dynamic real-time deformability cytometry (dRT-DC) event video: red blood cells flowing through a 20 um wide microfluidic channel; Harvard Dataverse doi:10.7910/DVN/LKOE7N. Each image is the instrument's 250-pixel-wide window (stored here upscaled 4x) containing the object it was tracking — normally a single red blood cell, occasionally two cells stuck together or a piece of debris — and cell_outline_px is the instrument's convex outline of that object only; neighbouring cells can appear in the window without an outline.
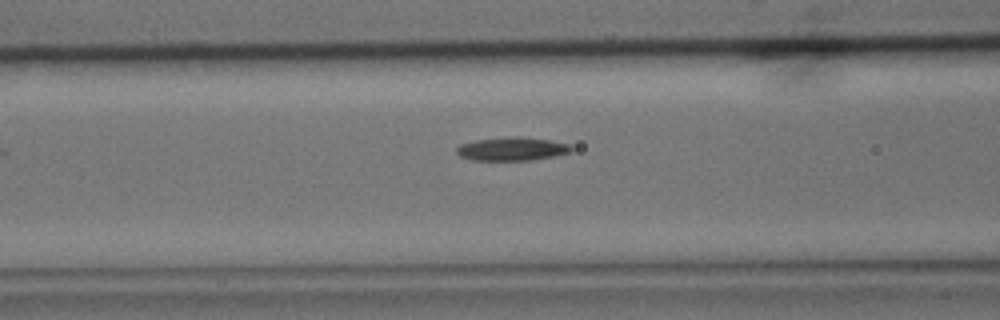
{"species": "common noctule bat (a hibernating species)", "species_latin": "Nyctalus noctula", "temperature_condition": "cold", "stored_images_in_passage": 14, "camera_frame_rate_fps": 3000, "um_per_image_px": 0.085, "animal": {"sex": "male", "body_mass_g": 15.6}, "frame": {"image": 1, "passage_image": 3, "time_ms": 0.667, "image_size_px": [1000, 320], "cell_outline_px": [[572, 152], [556, 156], [532, 160], [472, 160], [460, 156], [456, 152], [456, 148], [460, 144], [476, 140], [508, 136], [520, 136], [552, 140], [572, 144]], "centroid_in_image_um": [43.57, 12.65], "position_along_channel_um": 123.0, "area_um2": 15.95}}
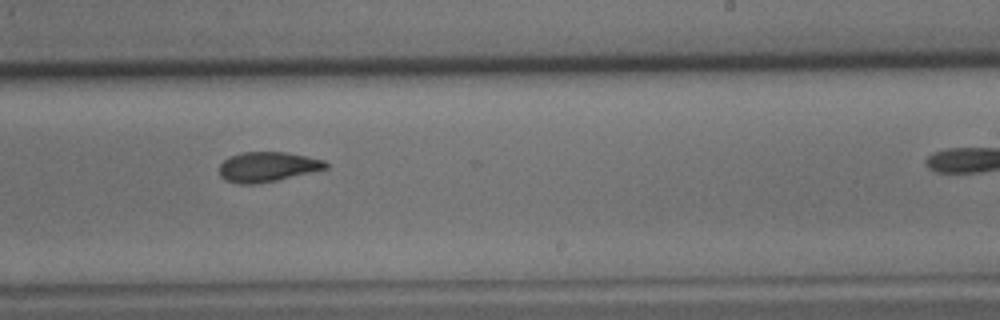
{"frame": {"image": 2, "passage_image": 10, "time_ms": 3.0, "image_size_px": [1000, 320], "cell_outline_px": [[328, 168], [276, 180], [256, 184], [240, 184], [224, 180], [220, 176], [220, 164], [228, 156], [240, 152], [284, 152], [308, 156], [324, 160], [328, 164]], "centroid_in_image_um": [22.71, 14.17], "position_along_channel_um": 266.3, "area_um2": 18.55}}
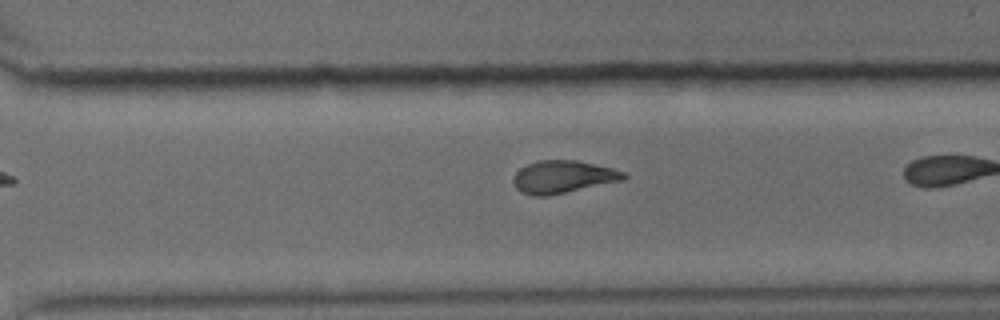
{"frame": {"image": 3, "passage_image": 12, "time_ms": 3.667, "image_size_px": [1000, 320], "cell_outline_px": [[628, 176], [624, 180], [548, 196], [532, 196], [520, 192], [516, 188], [512, 180], [516, 172], [520, 168], [536, 160], [576, 160], [612, 168], [624, 172]], "centroid_in_image_um": [47.83, 15.04], "position_along_channel_um": 322.8, "area_um2": 21.04}}